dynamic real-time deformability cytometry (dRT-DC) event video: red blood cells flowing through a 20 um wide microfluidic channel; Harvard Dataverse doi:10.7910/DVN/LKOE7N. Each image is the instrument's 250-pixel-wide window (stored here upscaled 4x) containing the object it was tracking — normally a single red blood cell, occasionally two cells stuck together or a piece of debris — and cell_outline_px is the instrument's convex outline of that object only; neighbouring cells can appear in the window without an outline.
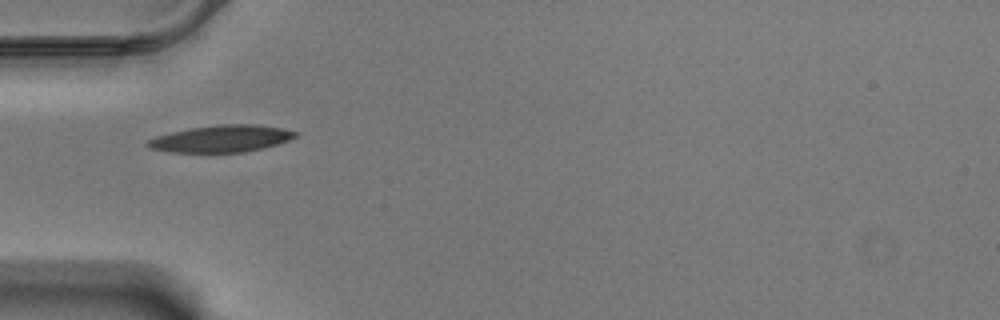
{"species": "Egyptian fruit bat (a non-hibernating species)", "species_latin": "Rousettus aegyptiacus", "temperature_condition": "warm", "stored_images_in_passage": 41, "camera_frame_rate_fps": 3000, "um_per_image_px": 0.085, "animal": {"sex": "male"}, "frame": {"image": 1, "passage_image": 1, "time_ms": 0.0, "image_size_px": [1000, 320], "cell_outline_px": [[300, 132], [296, 136], [288, 140], [264, 148], [244, 152], [168, 152], [148, 148], [144, 144], [148, 140], [156, 136], [172, 132], [192, 128], [216, 124], [252, 124], [280, 128]], "centroid_in_image_um": [18.78, 11.79], "position_along_channel_um": 66.2, "area_um2": 23.12}}
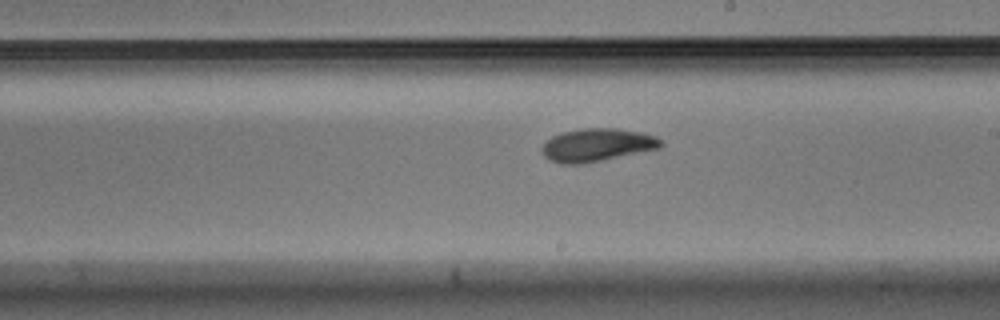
{"frame": {"image": 2, "passage_image": 16, "time_ms": 5.0, "image_size_px": [1000, 320], "cell_outline_px": [[664, 144], [660, 148], [584, 164], [560, 164], [544, 156], [540, 148], [552, 136], [560, 132], [580, 128], [616, 128], [644, 132], [656, 136]], "centroid_in_image_um": [50.75, 12.31], "position_along_channel_um": 238.2, "area_um2": 23.06}}
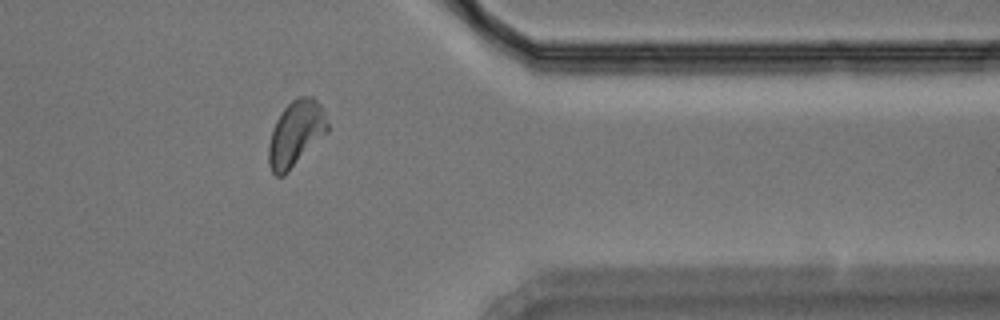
{"frame": {"image": 3, "passage_image": 30, "time_ms": 9.667, "image_size_px": [1000, 320], "cell_outline_px": [[328, 132], [284, 176], [276, 176], [272, 172], [268, 164], [268, 144], [272, 128], [280, 112], [292, 100], [300, 96], [312, 96], [320, 104], [324, 112], [328, 124]], "centroid_in_image_um": [25.13, 11.36], "position_along_channel_um": 386.3, "area_um2": 22.66}, "authors_computed_cell_mechanics": {"area_um2": 21.9062, "velocity_mm_per_s": 3.4465, "shape_relaxation_time_tau1_ms": 3.6122, "shape_relaxation_time_tau2_ms": 4.7676, "deformation_change_tau1": 0.1648, "deformation_change_tau2": 0.1093}}